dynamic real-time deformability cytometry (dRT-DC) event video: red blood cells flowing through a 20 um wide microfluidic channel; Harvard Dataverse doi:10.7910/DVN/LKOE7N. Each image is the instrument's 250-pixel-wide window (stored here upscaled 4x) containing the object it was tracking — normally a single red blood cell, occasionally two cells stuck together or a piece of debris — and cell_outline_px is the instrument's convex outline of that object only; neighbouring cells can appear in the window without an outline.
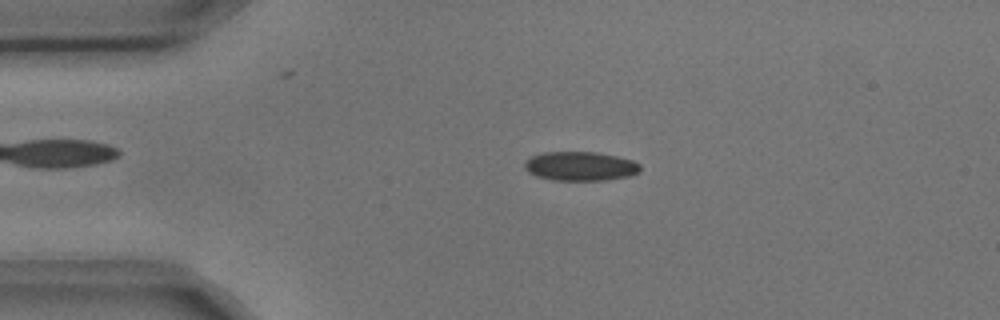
{"species": "common noctule bat (a hibernating species)", "species_latin": "Nyctalus noctula", "temperature_condition": "cold", "stored_images_in_passage": 3, "camera_frame_rate_fps": 3000, "um_per_image_px": 0.085, "animal": {"sex": "male", "body_mass_g": 17.9, "forearm_length_mm": 54.2}, "frame": {"image": 1, "passage_image": 2, "time_ms": 0.333, "image_size_px": [1000, 320], "cell_outline_px": [[640, 172], [628, 176], [604, 180], [552, 180], [536, 176], [528, 172], [524, 168], [524, 164], [532, 156], [544, 152], [596, 152], [616, 156], [632, 160], [640, 164]], "centroid_in_image_um": [49.33, 14.13], "position_along_channel_um": 35.7, "area_um2": 19.54}}